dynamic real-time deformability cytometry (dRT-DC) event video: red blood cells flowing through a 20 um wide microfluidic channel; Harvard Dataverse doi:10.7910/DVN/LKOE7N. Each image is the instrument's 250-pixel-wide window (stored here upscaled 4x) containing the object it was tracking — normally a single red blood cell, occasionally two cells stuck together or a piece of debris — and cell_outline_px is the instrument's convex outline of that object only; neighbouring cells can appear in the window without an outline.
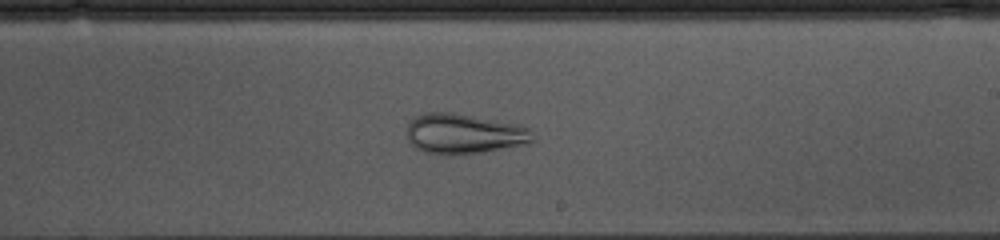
{"species": "common noctule bat (a hibernating species)", "species_latin": "Nyctalus noctula", "temperature_condition": "cold", "stored_images_in_passage": 41, "camera_frame_rate_fps": 3000, "um_per_image_px": 0.085, "animal": {"sex": "female", "body_mass_g": 10.0, "forearm_length_mm": 53.1}, "frame": {"image": 1, "passage_image": 18, "time_ms": 5.667, "image_size_px": [1000, 240], "cell_outline_px": [[532, 140], [528, 144], [480, 152], [424, 152], [416, 148], [408, 140], [408, 124], [412, 116], [424, 112], [452, 112], [520, 124], [532, 128]], "centroid_in_image_um": [39.46, 11.31], "position_along_channel_um": 249.5, "area_um2": 29.02}}
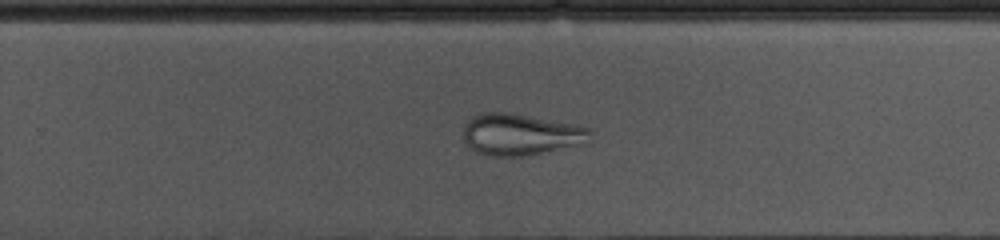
{"frame": {"image": 2, "passage_image": 21, "time_ms": 6.667, "image_size_px": [1000, 240], "cell_outline_px": [[592, 140], [588, 144], [520, 156], [492, 156], [476, 152], [464, 140], [464, 124], [472, 116], [484, 112], [508, 112], [576, 124], [588, 128], [592, 132]], "centroid_in_image_um": [44.31, 11.42], "position_along_channel_um": 285.5, "area_um2": 30.92}}